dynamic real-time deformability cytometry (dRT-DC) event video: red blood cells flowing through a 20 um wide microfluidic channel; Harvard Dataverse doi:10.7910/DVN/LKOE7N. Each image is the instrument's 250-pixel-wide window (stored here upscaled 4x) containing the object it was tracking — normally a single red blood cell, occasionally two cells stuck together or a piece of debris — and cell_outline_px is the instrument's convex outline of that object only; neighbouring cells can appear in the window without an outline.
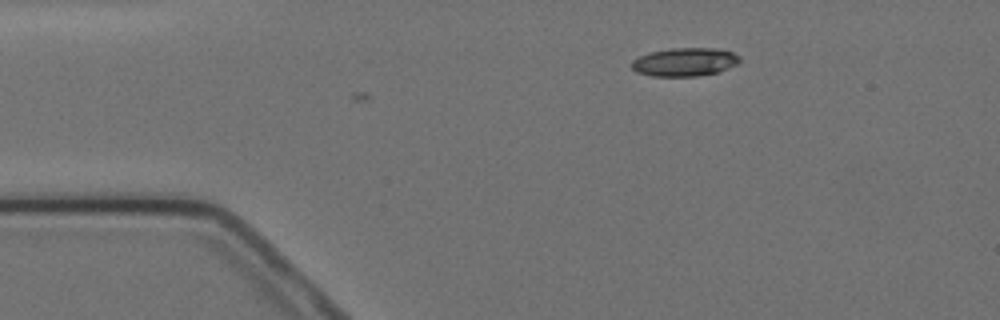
{"species": "Egyptian fruit bat (a non-hibernating species)", "species_latin": "Rousettus aegyptiacus", "temperature_condition": "cold", "stored_images_in_passage": 2, "camera_frame_rate_fps": 3000, "um_per_image_px": 0.085, "animal": {"sex": "female"}, "frame": {"image": 1, "passage_image": 2, "time_ms": 2.0, "image_size_px": [1000, 320], "cell_outline_px": [[740, 60], [736, 64], [728, 68], [716, 72], [696, 76], [652, 76], [636, 72], [632, 68], [632, 60], [648, 52], [672, 48], [716, 48], [732, 52], [740, 56]], "centroid_in_image_um": [58.18, 5.26], "position_along_channel_um": 26.8, "area_um2": 17.8}}